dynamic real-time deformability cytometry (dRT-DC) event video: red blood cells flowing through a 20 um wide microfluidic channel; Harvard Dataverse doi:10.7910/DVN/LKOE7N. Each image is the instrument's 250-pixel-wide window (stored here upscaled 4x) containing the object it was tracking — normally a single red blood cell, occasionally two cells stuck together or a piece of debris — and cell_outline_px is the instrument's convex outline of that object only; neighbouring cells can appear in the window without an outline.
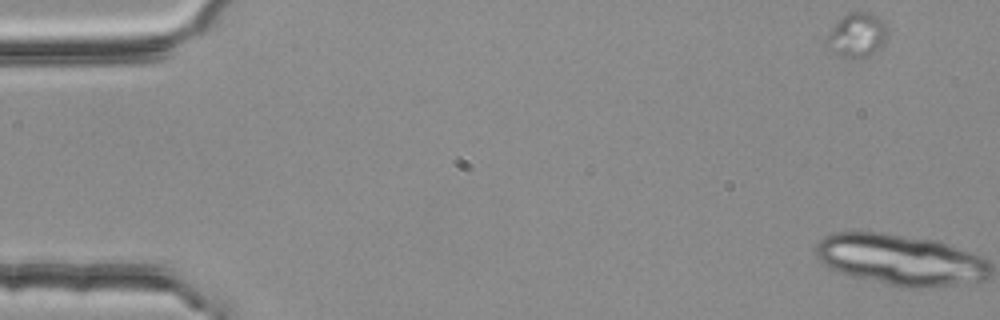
{"species": "common noctule bat (a hibernating species)", "species_latin": "Nyctalus noctula", "temperature_condition": "room temperature", "stored_images_in_passage": 2, "segment_of_instrument_passage": [1, 2], "camera_frame_rate_fps": 3000, "um_per_image_px": 0.085, "animal": {"sex": "female", "body_mass_g": 25.1}, "frame": {"image": 1, "passage_image": 1, "time_ms": 0.0, "image_size_px": [1000, 320], "cell_outline_px": [[888, 32], [884, 44], [872, 52], [864, 56], [844, 56], [828, 48], [824, 44], [824, 40], [832, 28], [848, 12], [868, 12], [880, 16], [888, 28]], "centroid_in_image_um": [72.87, 2.93], "position_along_channel_um": 12.1, "area_um2": 15.32}}